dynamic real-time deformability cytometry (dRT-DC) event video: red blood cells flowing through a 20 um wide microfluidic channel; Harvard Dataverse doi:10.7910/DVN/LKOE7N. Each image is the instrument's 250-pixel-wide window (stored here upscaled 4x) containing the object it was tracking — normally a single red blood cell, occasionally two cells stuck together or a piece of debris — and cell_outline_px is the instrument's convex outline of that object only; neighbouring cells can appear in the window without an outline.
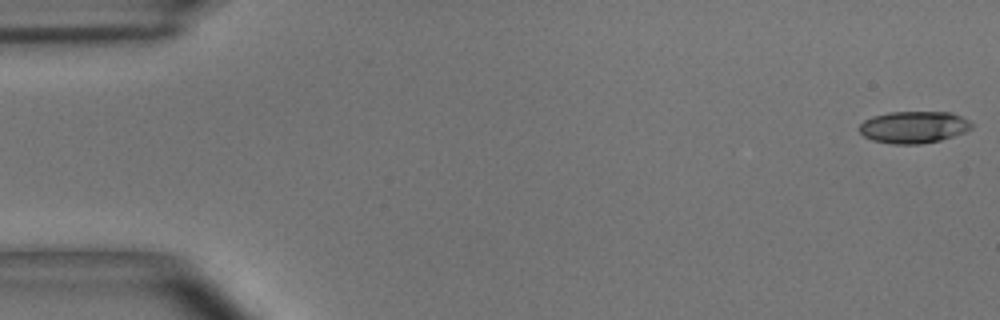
{"species": "common noctule bat (a hibernating species)", "species_latin": "Nyctalus noctula", "temperature_condition": "room temperature", "stored_images_in_passage": 35, "camera_frame_rate_fps": 3000, "um_per_image_px": 0.085, "animal": {"sex": "male", "body_mass_g": 15.6}, "frame": {"image": 1, "passage_image": 1, "time_ms": 0.0, "image_size_px": [1000, 320], "cell_outline_px": [[972, 128], [964, 132], [940, 140], [920, 144], [892, 144], [872, 140], [864, 136], [860, 132], [860, 124], [864, 120], [872, 116], [888, 112], [952, 112], [968, 120], [972, 124]], "centroid_in_image_um": [77.65, 10.8], "position_along_channel_um": 7.4, "area_um2": 20.87}}
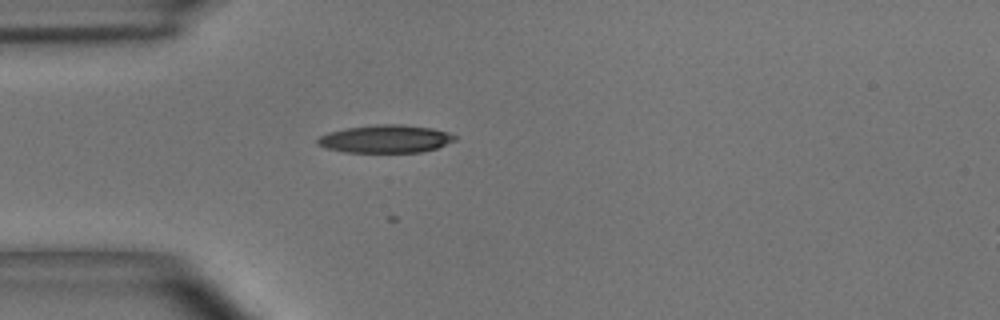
{"frame": {"image": 2, "passage_image": 15, "time_ms": 4.667, "image_size_px": [1000, 320], "cell_outline_px": [[456, 140], [436, 148], [420, 152], [344, 152], [324, 148], [316, 144], [316, 140], [320, 136], [328, 132], [344, 128], [376, 124], [404, 124], [432, 128], [448, 132], [456, 136]], "centroid_in_image_um": [32.73, 11.8], "position_along_channel_um": 52.3, "area_um2": 22.48}}
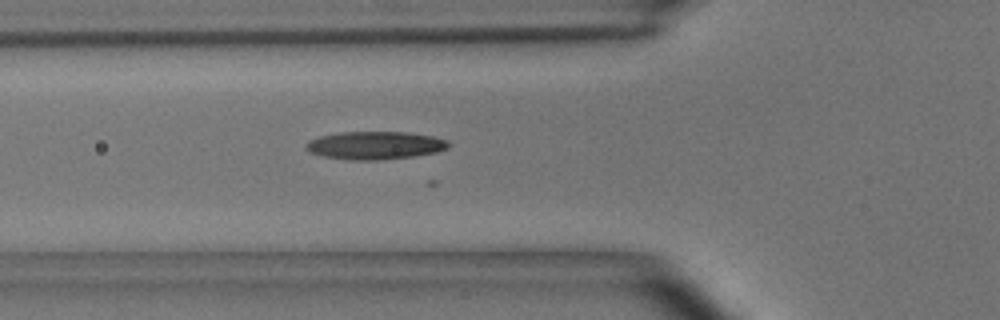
{"frame": {"image": 3, "passage_image": 19, "time_ms": 6.0, "image_size_px": [1000, 320], "cell_outline_px": [[452, 144], [448, 148], [436, 152], [412, 156], [380, 160], [348, 160], [324, 156], [308, 152], [304, 148], [304, 144], [308, 140], [320, 136], [340, 132], [408, 132], [432, 136], [448, 140]], "centroid_in_image_um": [31.86, 12.35], "position_along_channel_um": 93.9, "area_um2": 23.41}}